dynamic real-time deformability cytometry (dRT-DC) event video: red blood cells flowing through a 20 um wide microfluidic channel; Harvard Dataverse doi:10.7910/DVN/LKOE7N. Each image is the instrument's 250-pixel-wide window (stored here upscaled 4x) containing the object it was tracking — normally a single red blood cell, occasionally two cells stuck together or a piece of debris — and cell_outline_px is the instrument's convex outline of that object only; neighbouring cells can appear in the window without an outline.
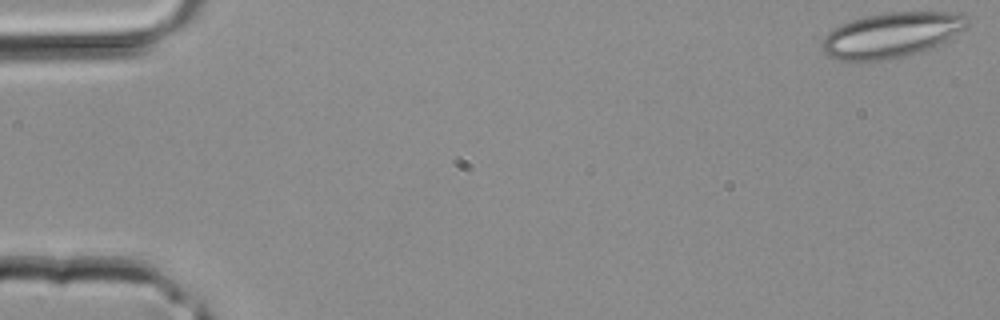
{"species": "common noctule bat (a hibernating species)", "species_latin": "Nyctalus noctula", "temperature_condition": "room temperature", "stored_images_in_passage": 39, "camera_frame_rate_fps": 3000, "um_per_image_px": 0.085, "animal": {"sex": "male", "body_mass_g": 20.4}, "frame": {"image": 1, "passage_image": 1, "time_ms": 0.0, "image_size_px": [1000, 320], "cell_outline_px": [[968, 24], [964, 28], [940, 44], [920, 52], [904, 56], [884, 60], [840, 60], [828, 56], [824, 52], [824, 40], [828, 32], [840, 24], [852, 20], [884, 12], [960, 12], [968, 16]], "centroid_in_image_um": [75.81, 2.96], "position_along_channel_um": 9.2, "area_um2": 37.74}}
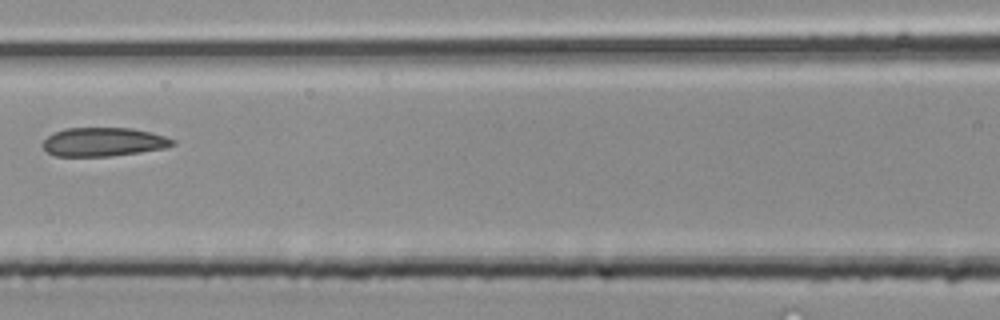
{"frame": {"image": 2, "passage_image": 18, "time_ms": 5.667, "image_size_px": [1000, 320], "cell_outline_px": [[176, 144], [164, 148], [140, 152], [112, 156], [56, 156], [48, 152], [40, 144], [52, 132], [64, 128], [132, 128], [164, 136], [176, 140]], "centroid_in_image_um": [8.77, 12.06], "position_along_channel_um": 157.8, "area_um2": 21.79}}
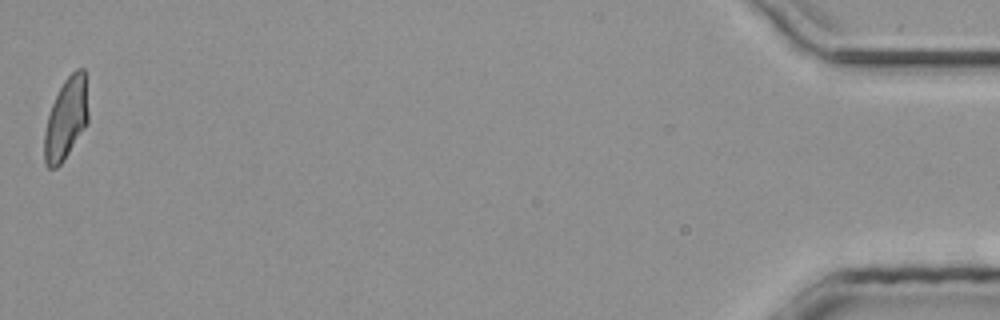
{"frame": {"image": 3, "passage_image": 39, "time_ms": 12.667, "image_size_px": [1000, 320], "cell_outline_px": [[88, 124], [64, 160], [56, 168], [48, 168], [44, 164], [44, 132], [48, 116], [52, 104], [64, 80], [76, 68], [84, 68], [88, 112]], "centroid_in_image_um": [5.62, 10.12], "position_along_channel_um": 429.6, "area_um2": 20.92}}